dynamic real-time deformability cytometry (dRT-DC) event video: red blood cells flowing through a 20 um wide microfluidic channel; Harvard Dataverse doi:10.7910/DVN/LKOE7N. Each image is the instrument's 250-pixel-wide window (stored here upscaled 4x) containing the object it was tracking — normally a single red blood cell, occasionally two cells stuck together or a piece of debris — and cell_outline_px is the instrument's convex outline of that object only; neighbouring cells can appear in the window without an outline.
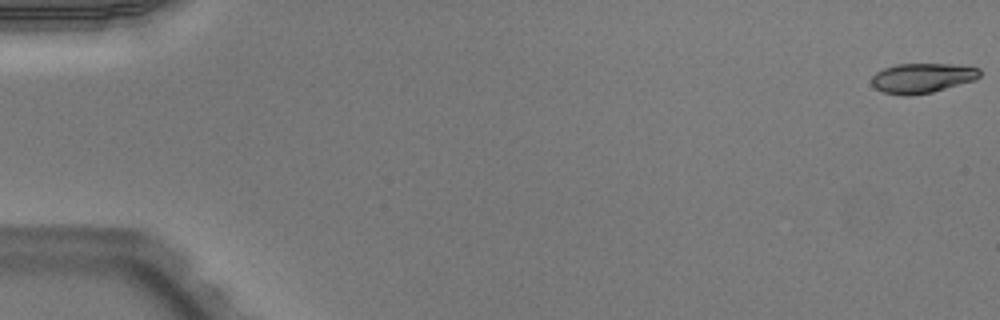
{"species": "Egyptian fruit bat (a non-hibernating species)", "species_latin": "Rousettus aegyptiacus", "temperature_condition": "warm", "stored_images_in_passage": 52, "camera_frame_rate_fps": 3000, "um_per_image_px": 0.085, "animal": {"sex": "male"}, "frame": {"image": 1, "passage_image": 1, "time_ms": 0.0, "image_size_px": [1000, 320], "cell_outline_px": [[980, 76], [976, 80], [932, 92], [908, 96], [904, 96], [884, 92], [876, 88], [872, 84], [872, 76], [876, 72], [884, 68], [896, 64], [952, 64], [980, 68]], "centroid_in_image_um": [78.4, 6.63], "position_along_channel_um": 6.6, "area_um2": 18.79}}
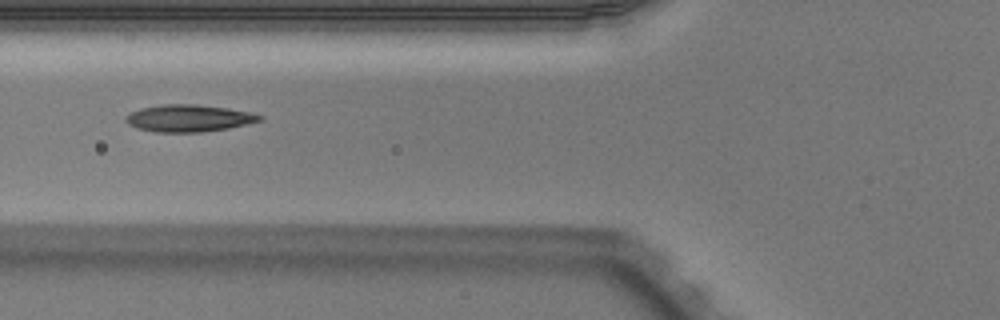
{"frame": {"image": 2, "passage_image": 21, "time_ms": 6.667, "image_size_px": [1000, 320], "cell_outline_px": [[264, 120], [228, 128], [200, 132], [156, 132], [136, 128], [128, 124], [124, 120], [124, 116], [140, 108], [164, 104], [196, 104], [228, 108], [252, 112], [264, 116]], "centroid_in_image_um": [16.05, 10.04], "position_along_channel_um": 109.7, "area_um2": 21.27}}
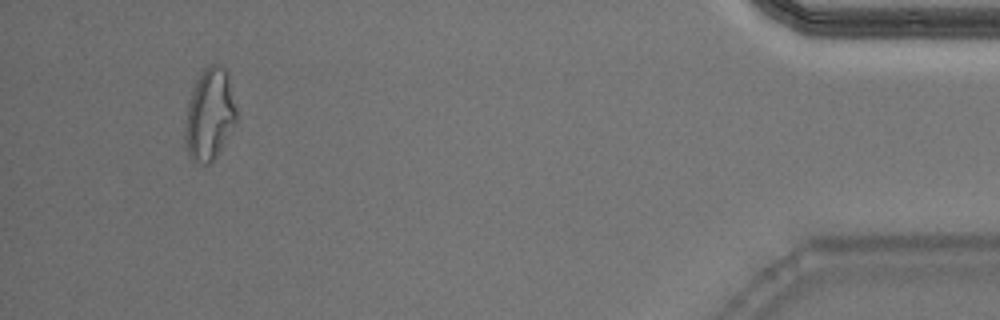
{"frame": {"image": 3, "passage_image": 49, "time_ms": 16.0, "image_size_px": [1000, 320], "cell_outline_px": [[236, 124], [216, 156], [208, 164], [200, 164], [192, 160], [188, 156], [184, 140], [184, 120], [188, 104], [196, 80], [204, 68], [208, 64], [220, 64], [228, 72], [236, 108]], "centroid_in_image_um": [17.8, 9.74], "position_along_channel_um": 417.4, "area_um2": 27.74}, "authors_computed_cell_mechanics": {"area_um2": 20.1433, "velocity_mm_per_s": 3.9878, "shape_relaxation_time_tau1_ms": null, "shape_relaxation_time_tau2_ms": 2.6638, "deformation_change_tau1": null, "deformation_change_tau2": 0.1084}}